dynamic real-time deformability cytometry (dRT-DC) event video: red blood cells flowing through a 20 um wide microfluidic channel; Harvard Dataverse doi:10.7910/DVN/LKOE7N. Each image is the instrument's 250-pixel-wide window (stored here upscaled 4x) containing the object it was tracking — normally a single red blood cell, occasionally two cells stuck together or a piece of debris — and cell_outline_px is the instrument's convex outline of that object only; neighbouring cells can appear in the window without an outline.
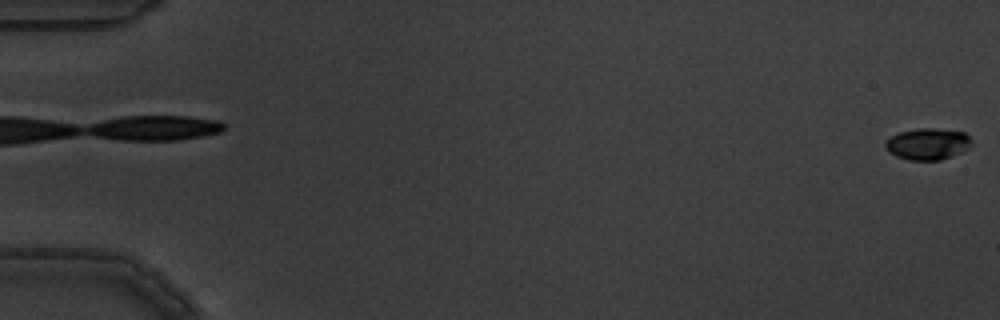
{"species": "common noctule bat (a hibernating species)", "species_latin": "Nyctalus noctula", "temperature_condition": "warm", "stored_images_in_passage": 5, "camera_frame_rate_fps": 3000, "um_per_image_px": 0.085, "animal": {"sex": "male", "body_mass_g": 19.5, "forearm_length_mm": 54.6}, "frame": {"image": 1, "passage_image": 1, "time_ms": 0.0, "image_size_px": [1000, 320], "cell_outline_px": [[972, 144], [968, 148], [952, 156], [940, 160], [908, 160], [896, 156], [888, 152], [884, 144], [892, 136], [900, 132], [920, 128], [932, 128], [964, 132], [972, 140]], "centroid_in_image_um": [78.86, 12.24], "position_along_channel_um": 6.1, "area_um2": 15.72}}
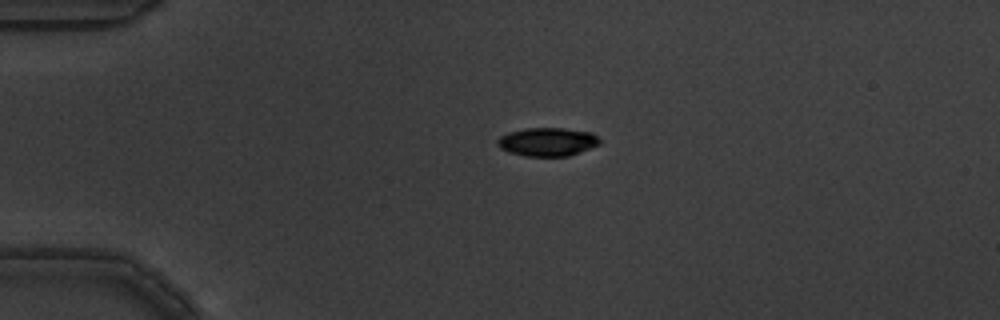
{"frame": {"image": 2, "passage_image": 4, "time_ms": 1.0, "image_size_px": [1000, 320], "cell_outline_px": [[600, 144], [568, 156], [524, 156], [508, 152], [500, 148], [496, 144], [496, 140], [500, 136], [508, 132], [528, 128], [564, 128], [592, 132], [600, 140]], "centroid_in_image_um": [46.5, 12.05], "position_along_channel_um": 38.5, "area_um2": 16.99}}